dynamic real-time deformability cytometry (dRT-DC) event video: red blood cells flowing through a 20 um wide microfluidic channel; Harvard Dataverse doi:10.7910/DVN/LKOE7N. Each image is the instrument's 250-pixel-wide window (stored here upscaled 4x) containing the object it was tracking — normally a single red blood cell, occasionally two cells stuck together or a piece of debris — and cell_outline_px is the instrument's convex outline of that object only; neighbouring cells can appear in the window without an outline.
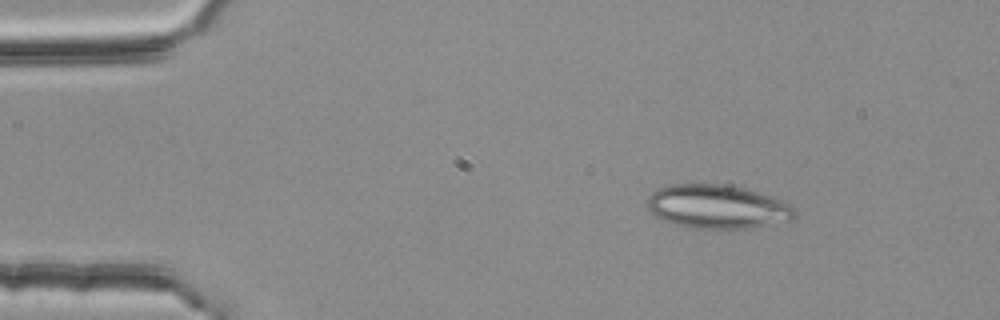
{"species": "common noctule bat (a hibernating species)", "species_latin": "Nyctalus noctula", "temperature_condition": "room temperature", "stored_images_in_passage": 46, "camera_frame_rate_fps": 3000, "um_per_image_px": 0.085, "animal": {"sex": "female", "body_mass_g": 25.1}, "frame": {"image": 1, "passage_image": 1, "time_ms": 0.0, "image_size_px": [1000, 320], "cell_outline_px": [[796, 216], [792, 220], [752, 228], [692, 228], [676, 224], [664, 220], [656, 216], [644, 204], [648, 196], [652, 192], [660, 188], [672, 184], [728, 184], [744, 188], [772, 196], [792, 204], [796, 208]], "centroid_in_image_um": [61.01, 17.56], "position_along_channel_um": 24.0, "area_um2": 37.92}}
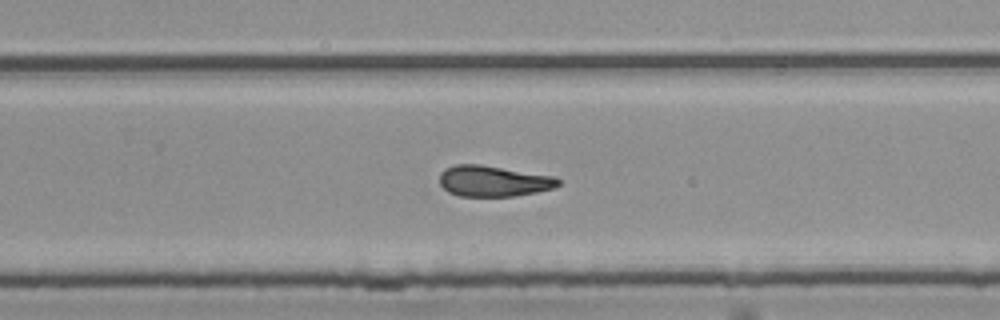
{"frame": {"image": 2, "passage_image": 28, "time_ms": 9.0, "image_size_px": [1000, 320], "cell_outline_px": [[560, 184], [552, 188], [536, 192], [516, 196], [460, 196], [448, 192], [440, 184], [440, 172], [444, 168], [456, 164], [480, 164], [556, 176], [560, 180]], "centroid_in_image_um": [41.93, 15.38], "position_along_channel_um": 287.9, "area_um2": 21.5}}
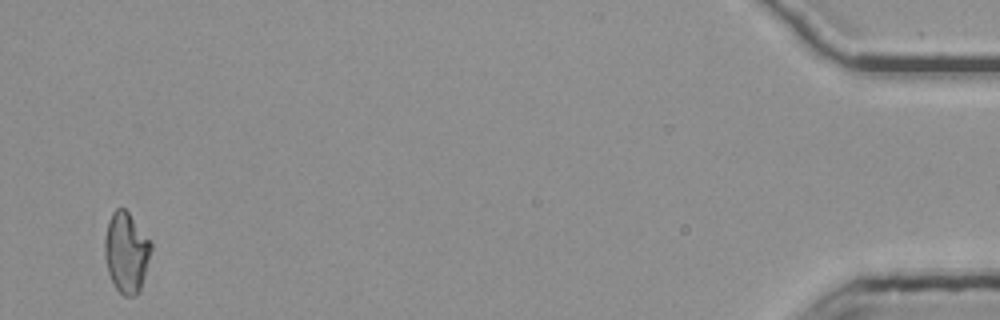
{"frame": {"image": 3, "passage_image": 46, "time_ms": 15.0, "image_size_px": [1000, 320], "cell_outline_px": [[152, 248], [140, 292], [136, 296], [124, 296], [116, 288], [108, 272], [104, 256], [104, 240], [108, 220], [112, 212], [116, 208], [124, 208], [128, 212], [152, 244]], "centroid_in_image_um": [10.72, 21.47], "position_along_channel_um": 424.5, "area_um2": 21.68}, "authors_computed_cell_mechanics": {"area_um2": 21.9062, "velocity_mm_per_s": 3.7632, "shape_relaxation_time_tau1_ms": null, "shape_relaxation_time_tau2_ms": 4.448, "deformation_change_tau1": null, "deformation_change_tau2": 0.1339}}